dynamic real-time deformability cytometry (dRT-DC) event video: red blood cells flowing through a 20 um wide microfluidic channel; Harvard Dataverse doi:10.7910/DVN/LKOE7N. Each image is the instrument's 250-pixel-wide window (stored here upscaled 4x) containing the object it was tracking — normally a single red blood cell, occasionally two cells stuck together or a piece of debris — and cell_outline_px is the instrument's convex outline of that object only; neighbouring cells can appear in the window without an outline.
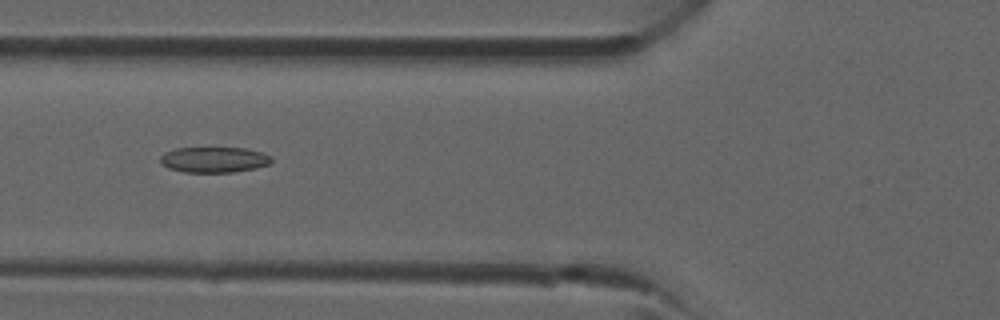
{"species": "common noctule bat (a hibernating species)", "species_latin": "Nyctalus noctula", "temperature_condition": "room temperature", "stored_images_in_passage": 41, "camera_frame_rate_fps": 3000, "um_per_image_px": 0.085, "animal": {"sex": "male", "forearm_length_mm": 52.5}, "frame": {"image": 1, "passage_image": 16, "time_ms": 5.0, "image_size_px": [1000, 320], "cell_outline_px": [[272, 164], [256, 168], [232, 172], [184, 172], [168, 168], [160, 164], [160, 156], [164, 152], [176, 148], [244, 148], [264, 152], [272, 156]], "centroid_in_image_um": [18.21, 13.57], "position_along_channel_um": 107.6, "area_um2": 16.82}}
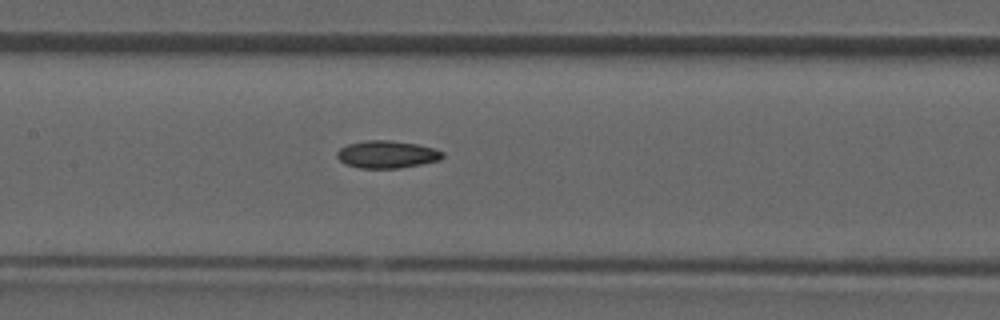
{"frame": {"image": 2, "passage_image": 20, "time_ms": 6.333, "image_size_px": [1000, 320], "cell_outline_px": [[444, 156], [440, 160], [400, 168], [360, 168], [344, 164], [336, 156], [336, 152], [340, 148], [348, 144], [368, 140], [392, 140], [416, 144], [436, 148], [444, 152]], "centroid_in_image_um": [32.9, 13.12], "position_along_channel_um": 174.5, "area_um2": 16.99}}
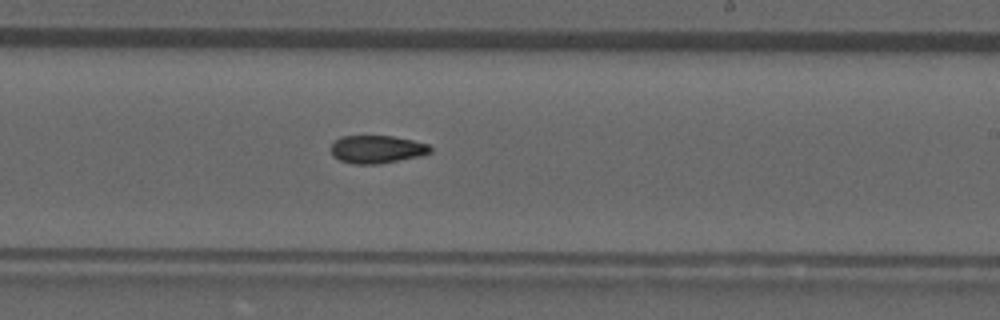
{"frame": {"image": 3, "passage_image": 25, "time_ms": 8.0, "image_size_px": [1000, 320], "cell_outline_px": [[432, 152], [420, 156], [380, 164], [352, 164], [340, 160], [332, 156], [332, 144], [340, 136], [392, 136], [412, 140], [428, 144], [432, 148]], "centroid_in_image_um": [32.04, 12.7], "position_along_channel_um": 257.0, "area_um2": 16.18}}